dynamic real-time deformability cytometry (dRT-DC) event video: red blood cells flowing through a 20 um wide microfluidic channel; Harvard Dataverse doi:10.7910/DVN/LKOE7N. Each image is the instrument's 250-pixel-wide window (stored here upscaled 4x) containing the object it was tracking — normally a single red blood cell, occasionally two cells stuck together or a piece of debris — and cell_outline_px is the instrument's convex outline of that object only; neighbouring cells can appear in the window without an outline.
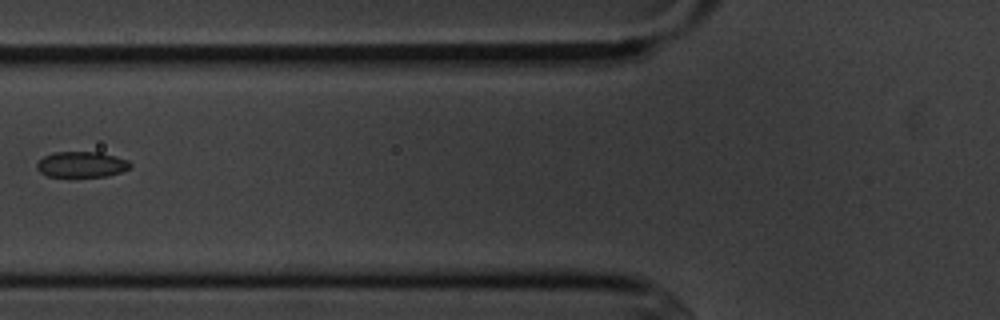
{"species": "common noctule bat (a hibernating species)", "species_latin": "Nyctalus noctula", "temperature_condition": "cold", "stored_images_in_passage": 7, "camera_frame_rate_fps": 3000, "um_per_image_px": 0.085, "animal": {"sex": "male", "body_mass_g": 20.1, "forearm_length_mm": 53.5}, "frame": {"image": 1, "passage_image": 6, "time_ms": 6.0, "image_size_px": [1000, 320], "cell_outline_px": [[132, 164], [128, 168], [120, 172], [108, 176], [48, 176], [40, 172], [36, 168], [36, 164], [44, 156], [56, 152], [100, 152], [116, 156], [128, 160]], "centroid_in_image_um": [6.94, 13.97], "position_along_channel_um": 118.9, "area_um2": 13.87}}
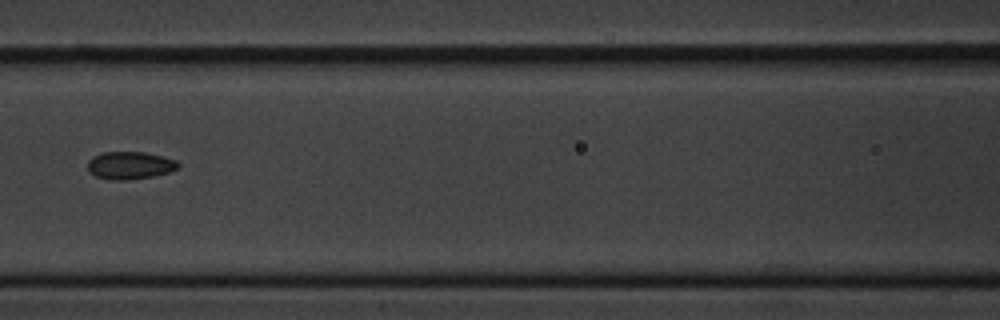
{"frame": {"image": 2, "passage_image": 7, "time_ms": 7.0, "image_size_px": [1000, 320], "cell_outline_px": [[180, 168], [168, 172], [152, 176], [124, 180], [112, 180], [96, 176], [88, 172], [88, 160], [92, 156], [104, 152], [144, 152], [176, 160], [180, 164]], "centroid_in_image_um": [11.02, 14.05], "position_along_channel_um": 155.6, "area_um2": 14.51}}